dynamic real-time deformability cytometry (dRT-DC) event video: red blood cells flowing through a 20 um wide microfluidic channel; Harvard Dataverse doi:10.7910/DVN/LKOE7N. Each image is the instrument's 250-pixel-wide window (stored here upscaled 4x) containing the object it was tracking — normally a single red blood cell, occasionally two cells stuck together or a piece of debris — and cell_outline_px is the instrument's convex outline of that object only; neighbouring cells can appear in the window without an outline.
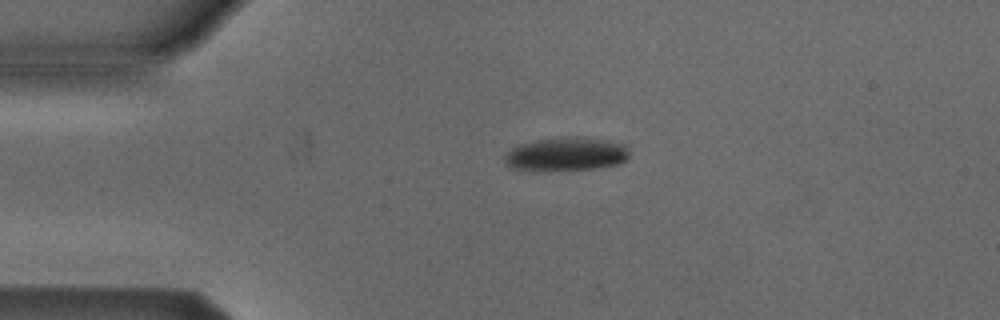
{"species": "Egyptian fruit bat (a non-hibernating species)", "species_latin": "Rousettus aegyptiacus", "temperature_condition": "cold", "stored_images_in_passage": 2, "camera_frame_rate_fps": 3000, "um_per_image_px": 0.085, "animal": {"sex": "male"}, "frame": {"image": 1, "passage_image": 1, "time_ms": 0.0, "image_size_px": [1000, 320], "cell_outline_px": [[628, 160], [620, 164], [596, 168], [508, 168], [504, 164], [504, 156], [512, 148], [520, 144], [536, 140], [576, 136], [608, 140], [624, 144], [628, 148]], "centroid_in_image_um": [48.18, 13.06], "position_along_channel_um": 36.8, "area_um2": 23.7}}